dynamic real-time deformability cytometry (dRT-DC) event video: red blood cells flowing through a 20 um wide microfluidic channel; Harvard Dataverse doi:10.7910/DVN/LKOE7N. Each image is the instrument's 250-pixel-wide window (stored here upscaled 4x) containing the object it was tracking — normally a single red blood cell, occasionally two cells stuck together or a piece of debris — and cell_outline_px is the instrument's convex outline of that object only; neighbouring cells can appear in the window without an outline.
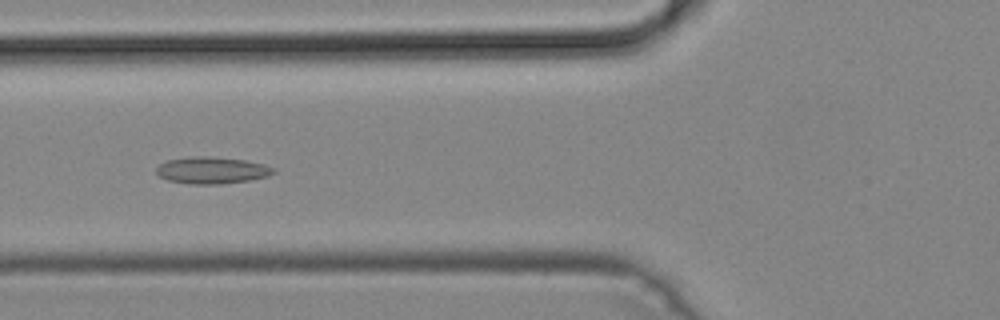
{"species": "common noctule bat (a hibernating species)", "species_latin": "Nyctalus noctula", "temperature_condition": "cold", "stored_images_in_passage": 50, "camera_frame_rate_fps": 3000, "um_per_image_px": 0.085, "animal": {"sex": "male", "body_mass_g": 19.2, "forearm_length_mm": 51.8}, "frame": {"image": 1, "passage_image": 19, "time_ms": 6.0, "image_size_px": [1000, 320], "cell_outline_px": [[276, 172], [268, 176], [252, 180], [220, 184], [188, 184], [168, 180], [160, 176], [156, 172], [156, 168], [160, 164], [168, 160], [192, 156], [208, 156], [244, 160], [264, 164], [276, 168]], "centroid_in_image_um": [18.04, 14.48], "position_along_channel_um": 107.8, "area_um2": 18.38}}
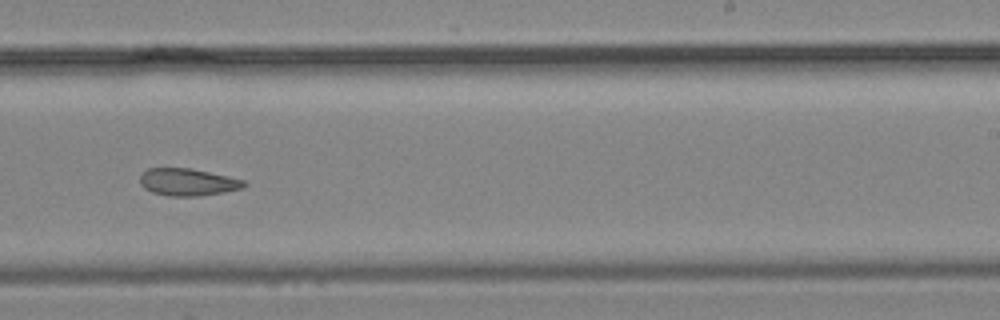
{"frame": {"image": 2, "passage_image": 31, "time_ms": 10.0, "image_size_px": [1000, 320], "cell_outline_px": [[248, 184], [244, 188], [224, 192], [200, 196], [168, 196], [152, 192], [144, 188], [140, 184], [140, 176], [148, 168], [192, 168], [228, 176], [244, 180]], "centroid_in_image_um": [15.98, 15.48], "position_along_channel_um": 273.0, "area_um2": 16.65}}
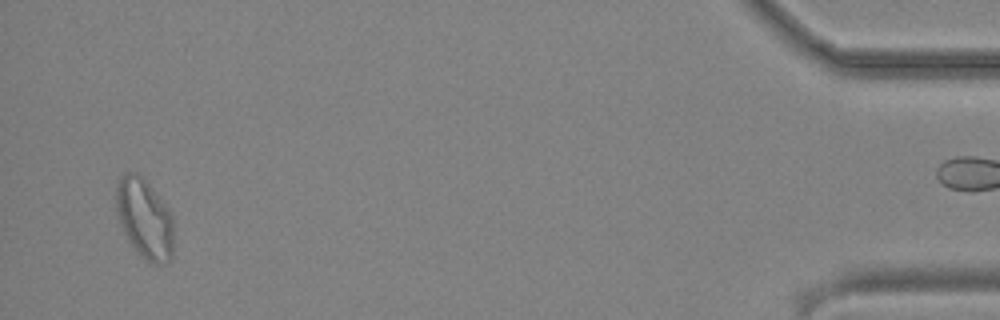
{"frame": {"image": 3, "passage_image": 48, "time_ms": 15.667, "image_size_px": [1000, 320], "cell_outline_px": [[172, 256], [164, 264], [152, 264], [140, 256], [136, 252], [128, 240], [120, 224], [116, 212], [116, 188], [120, 176], [124, 172], [136, 172], [144, 176], [168, 208], [172, 216]], "centroid_in_image_um": [12.26, 18.55], "position_along_channel_um": 422.9, "area_um2": 27.05}}